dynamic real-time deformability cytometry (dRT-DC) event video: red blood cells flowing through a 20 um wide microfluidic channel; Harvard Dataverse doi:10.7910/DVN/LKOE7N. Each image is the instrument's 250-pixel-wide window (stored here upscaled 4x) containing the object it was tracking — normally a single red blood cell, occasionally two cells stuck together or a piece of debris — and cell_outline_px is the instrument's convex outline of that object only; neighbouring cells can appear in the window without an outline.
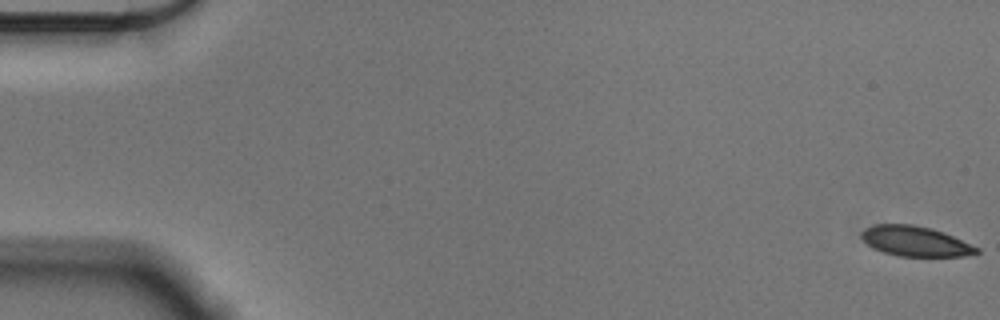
{"species": "Egyptian fruit bat (a non-hibernating species)", "species_latin": "Rousettus aegyptiacus", "temperature_condition": "cold", "stored_images_in_passage": 57, "camera_frame_rate_fps": 3000, "um_per_image_px": 0.085, "animal": {"sex": "male"}, "frame": {"image": 1, "passage_image": 1, "time_ms": 0.0, "image_size_px": [1000, 320], "cell_outline_px": [[980, 252], [964, 256], [900, 256], [884, 252], [872, 248], [860, 236], [860, 232], [864, 228], [872, 224], [912, 224], [932, 228], [944, 232], [980, 248]], "centroid_in_image_um": [77.79, 20.49], "position_along_channel_um": 7.2, "area_um2": 20.29}}
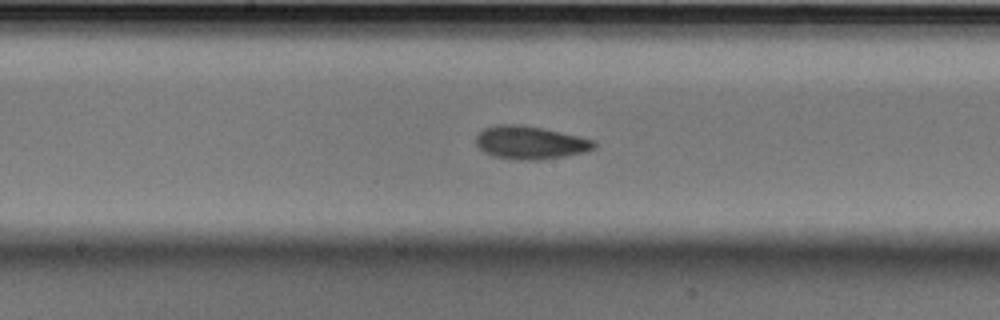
{"frame": {"image": 2, "passage_image": 30, "time_ms": 9.667, "image_size_px": [1000, 320], "cell_outline_px": [[596, 148], [584, 152], [564, 156], [540, 160], [516, 160], [492, 156], [484, 152], [476, 144], [476, 136], [484, 128], [500, 124], [520, 124], [544, 128], [580, 136], [596, 140]], "centroid_in_image_um": [45.09, 12.12], "position_along_channel_um": 203.1, "area_um2": 23.0}}
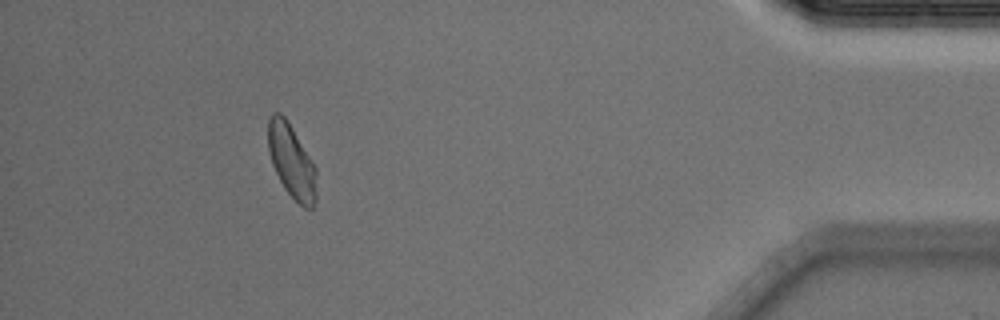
{"frame": {"image": 3, "passage_image": 52, "time_ms": 17.0, "image_size_px": [1000, 320], "cell_outline_px": [[316, 200], [312, 208], [304, 208], [284, 188], [272, 164], [268, 152], [268, 120], [272, 112], [280, 112], [284, 116], [292, 128], [316, 168]], "centroid_in_image_um": [24.77, 13.7], "position_along_channel_um": 410.4, "area_um2": 20.52}, "authors_computed_cell_mechanics": {"area_um2": 21.675, "velocity_mm_per_s": 3.5615, "shape_relaxation_time_tau1_ms": 5.3743, "shape_relaxation_time_tau2_ms": 1.6948, "deformation_change_tau1": 0.1105, "deformation_change_tau2": 0.0419}}